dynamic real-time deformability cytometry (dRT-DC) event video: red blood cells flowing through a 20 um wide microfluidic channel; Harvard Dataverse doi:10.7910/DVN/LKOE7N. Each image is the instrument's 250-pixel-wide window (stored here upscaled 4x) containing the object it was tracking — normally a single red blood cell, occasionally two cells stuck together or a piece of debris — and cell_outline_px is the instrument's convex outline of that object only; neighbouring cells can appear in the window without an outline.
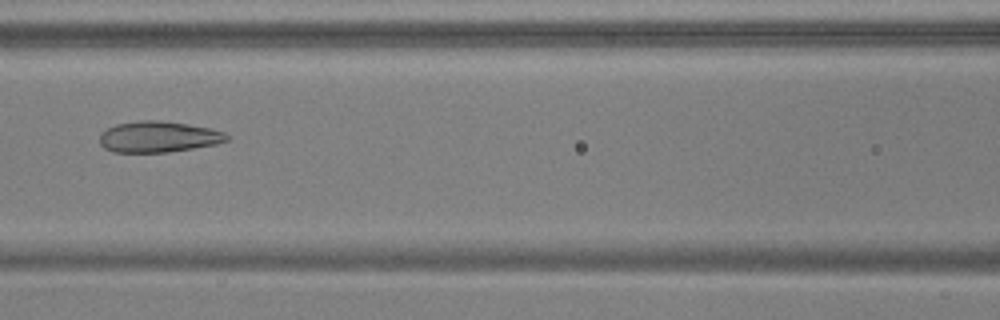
{"species": "common noctule bat (a hibernating species)", "species_latin": "Nyctalus noctula", "temperature_condition": "warm", "stored_images_in_passage": 29, "camera_frame_rate_fps": 3000, "um_per_image_px": 0.085, "animal": {"sex": "male", "body_mass_g": 17.9, "forearm_length_mm": 54.2}, "frame": {"image": 1, "passage_image": 7, "time_ms": 2.0, "image_size_px": [1000, 320], "cell_outline_px": [[228, 140], [216, 144], [168, 152], [112, 152], [104, 148], [100, 144], [100, 132], [116, 124], [140, 120], [156, 120], [188, 124], [208, 128], [224, 132], [228, 136]], "centroid_in_image_um": [13.42, 11.63], "position_along_channel_um": 153.2, "area_um2": 22.89}}
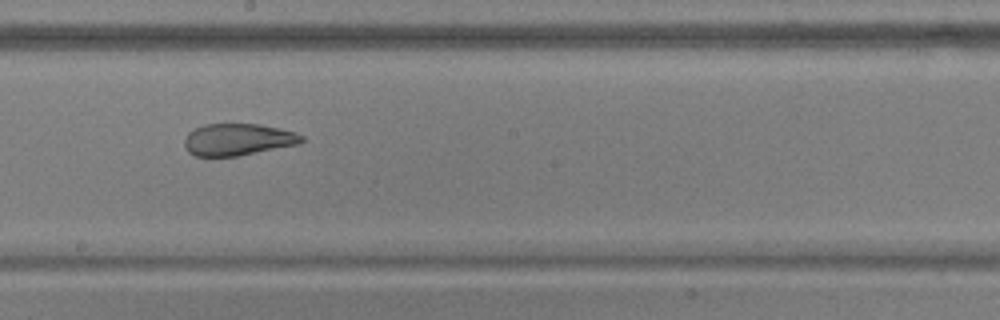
{"frame": {"image": 2, "passage_image": 13, "time_ms": 4.0, "image_size_px": [1000, 320], "cell_outline_px": [[304, 140], [300, 144], [236, 156], [196, 156], [188, 152], [184, 144], [184, 140], [188, 132], [204, 124], [260, 124], [280, 128], [296, 132], [304, 136]], "centroid_in_image_um": [20.24, 11.85], "position_along_channel_um": 228.0, "area_um2": 21.85}}
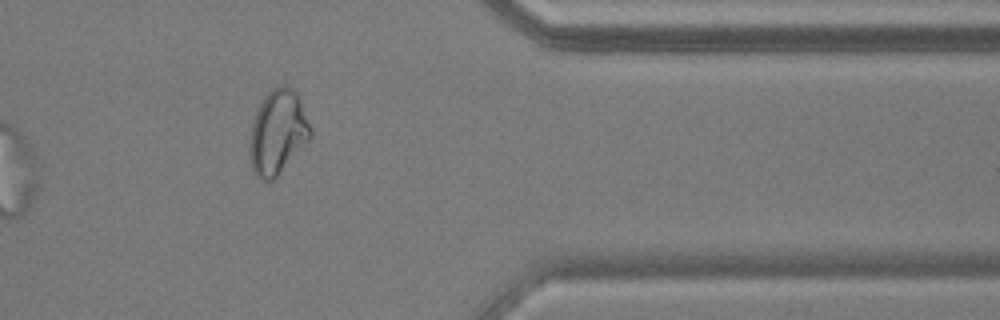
{"frame": {"image": 3, "passage_image": 27, "time_ms": 8.667, "image_size_px": [1000, 320], "cell_outline_px": [[312, 136], [276, 176], [272, 180], [260, 180], [256, 176], [252, 168], [248, 152], [248, 148], [252, 120], [264, 96], [276, 84], [284, 84], [292, 88], [296, 92], [300, 100], [312, 128]], "centroid_in_image_um": [23.59, 11.2], "position_along_channel_um": 387.8, "area_um2": 29.94}}